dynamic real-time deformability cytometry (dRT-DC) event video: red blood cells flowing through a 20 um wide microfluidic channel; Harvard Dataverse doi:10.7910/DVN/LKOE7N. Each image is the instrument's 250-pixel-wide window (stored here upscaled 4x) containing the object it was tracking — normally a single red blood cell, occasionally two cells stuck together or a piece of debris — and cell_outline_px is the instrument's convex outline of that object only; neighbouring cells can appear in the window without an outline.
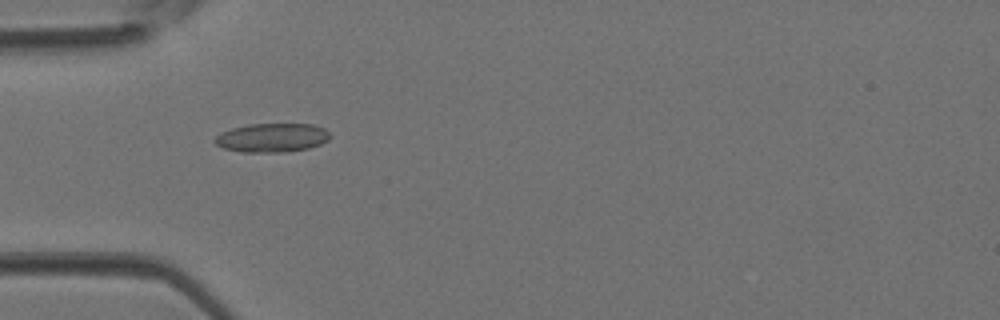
{"species": "Egyptian fruit bat (a non-hibernating species)", "species_latin": "Rousettus aegyptiacus", "temperature_condition": "room temperature", "stored_images_in_passage": 32, "segment_of_instrument_passage": [1, 2], "camera_frame_rate_fps": 3000, "um_per_image_px": 0.085, "animal": {"sex": "female"}, "frame": {"image": 1, "passage_image": 6, "time_ms": 1.667, "image_size_px": [1000, 320], "cell_outline_px": [[332, 136], [328, 140], [320, 144], [308, 148], [284, 152], [244, 152], [224, 148], [216, 144], [212, 140], [220, 132], [232, 128], [248, 124], [312, 124], [324, 128]], "centroid_in_image_um": [23.11, 11.7], "position_along_channel_um": 61.9, "area_um2": 19.42}}
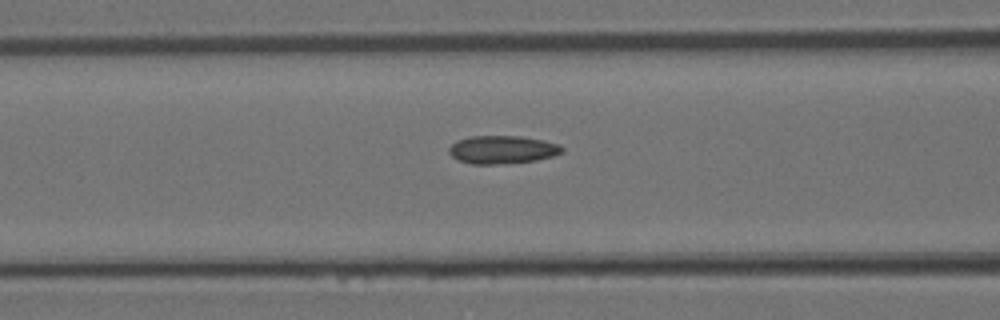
{"frame": {"image": 2, "passage_image": 10, "time_ms": 3.0, "image_size_px": [1000, 320], "cell_outline_px": [[564, 152], [552, 156], [536, 160], [504, 164], [472, 164], [456, 160], [448, 152], [448, 148], [456, 140], [472, 136], [520, 136], [544, 140], [560, 144], [564, 148]], "centroid_in_image_um": [42.7, 12.72], "position_along_channel_um": 123.9, "area_um2": 18.73}}
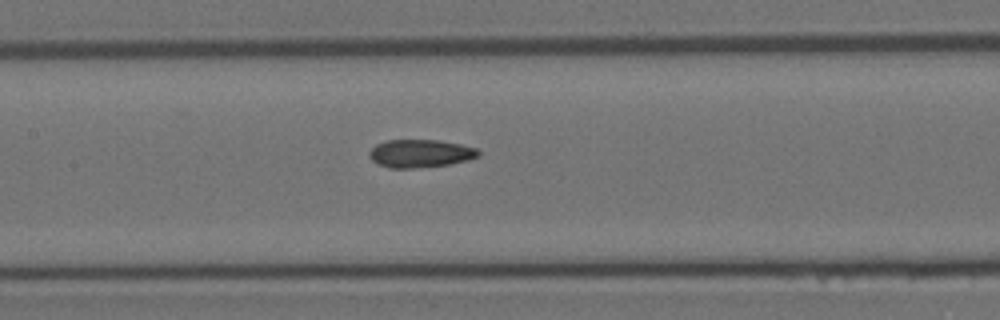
{"frame": {"image": 3, "passage_image": 13, "time_ms": 4.0, "image_size_px": [1000, 320], "cell_outline_px": [[480, 156], [468, 160], [448, 164], [412, 168], [388, 168], [376, 164], [368, 156], [368, 152], [376, 144], [388, 140], [440, 140], [460, 144], [476, 148], [480, 152]], "centroid_in_image_um": [35.7, 13.04], "position_along_channel_um": 171.7, "area_um2": 17.86}}